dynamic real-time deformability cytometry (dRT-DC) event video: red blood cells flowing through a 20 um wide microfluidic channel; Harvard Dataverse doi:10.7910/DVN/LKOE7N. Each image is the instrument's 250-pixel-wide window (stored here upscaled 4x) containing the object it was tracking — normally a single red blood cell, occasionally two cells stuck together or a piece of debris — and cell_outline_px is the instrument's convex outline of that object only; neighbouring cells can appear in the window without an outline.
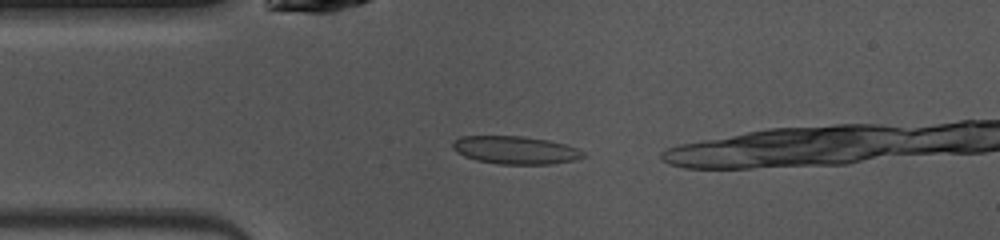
{"species": "common noctule bat (a hibernating species)", "species_latin": "Nyctalus noctula", "temperature_condition": "warm", "stored_images_in_passage": 7, "camera_frame_rate_fps": 3000, "um_per_image_px": 0.085, "animal": {"sex": "female", "body_mass_g": 10.0, "forearm_length_mm": 53.1}, "frame": {"image": 1, "passage_image": 4, "time_ms": 1.0, "image_size_px": [1000, 240], "cell_outline_px": [[588, 156], [576, 160], [552, 164], [500, 164], [476, 160], [464, 156], [452, 148], [452, 144], [460, 136], [524, 136], [548, 140], [564, 144], [576, 148], [584, 152]], "centroid_in_image_um": [43.84, 12.76], "position_along_channel_um": 41.2, "area_um2": 21.27}}